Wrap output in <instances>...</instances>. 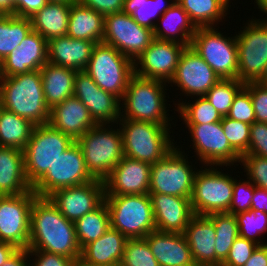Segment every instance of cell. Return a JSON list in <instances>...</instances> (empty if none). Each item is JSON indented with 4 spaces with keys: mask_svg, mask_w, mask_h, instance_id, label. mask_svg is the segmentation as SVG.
<instances>
[{
    "mask_svg": "<svg viewBox=\"0 0 267 266\" xmlns=\"http://www.w3.org/2000/svg\"><path fill=\"white\" fill-rule=\"evenodd\" d=\"M28 250H42L79 262V246L74 222L68 220L48 197H37L30 211Z\"/></svg>",
    "mask_w": 267,
    "mask_h": 266,
    "instance_id": "1",
    "label": "cell"
},
{
    "mask_svg": "<svg viewBox=\"0 0 267 266\" xmlns=\"http://www.w3.org/2000/svg\"><path fill=\"white\" fill-rule=\"evenodd\" d=\"M0 106L34 125L48 124L50 109L45 101L40 70L0 77Z\"/></svg>",
    "mask_w": 267,
    "mask_h": 266,
    "instance_id": "2",
    "label": "cell"
},
{
    "mask_svg": "<svg viewBox=\"0 0 267 266\" xmlns=\"http://www.w3.org/2000/svg\"><path fill=\"white\" fill-rule=\"evenodd\" d=\"M163 82L134 74L121 99L124 101L121 104L124 114L121 113L120 119L148 121L169 127L170 117L167 116L165 104L166 82Z\"/></svg>",
    "mask_w": 267,
    "mask_h": 266,
    "instance_id": "3",
    "label": "cell"
},
{
    "mask_svg": "<svg viewBox=\"0 0 267 266\" xmlns=\"http://www.w3.org/2000/svg\"><path fill=\"white\" fill-rule=\"evenodd\" d=\"M119 120V125H122L120 129L123 137V152L128 158L154 164L176 147L172 145L174 143L170 139L171 127L148 121Z\"/></svg>",
    "mask_w": 267,
    "mask_h": 266,
    "instance_id": "4",
    "label": "cell"
},
{
    "mask_svg": "<svg viewBox=\"0 0 267 266\" xmlns=\"http://www.w3.org/2000/svg\"><path fill=\"white\" fill-rule=\"evenodd\" d=\"M109 128V124H97L76 140L88 172L94 179L101 181L109 176L124 157L121 129L116 131Z\"/></svg>",
    "mask_w": 267,
    "mask_h": 266,
    "instance_id": "5",
    "label": "cell"
},
{
    "mask_svg": "<svg viewBox=\"0 0 267 266\" xmlns=\"http://www.w3.org/2000/svg\"><path fill=\"white\" fill-rule=\"evenodd\" d=\"M110 227L127 239L145 238L156 230L149 194L105 196Z\"/></svg>",
    "mask_w": 267,
    "mask_h": 266,
    "instance_id": "6",
    "label": "cell"
},
{
    "mask_svg": "<svg viewBox=\"0 0 267 266\" xmlns=\"http://www.w3.org/2000/svg\"><path fill=\"white\" fill-rule=\"evenodd\" d=\"M75 141L49 124L35 125L23 149L25 175L33 186Z\"/></svg>",
    "mask_w": 267,
    "mask_h": 266,
    "instance_id": "7",
    "label": "cell"
},
{
    "mask_svg": "<svg viewBox=\"0 0 267 266\" xmlns=\"http://www.w3.org/2000/svg\"><path fill=\"white\" fill-rule=\"evenodd\" d=\"M84 71L102 90L122 99L134 75V61L113 46L101 42L94 46Z\"/></svg>",
    "mask_w": 267,
    "mask_h": 266,
    "instance_id": "8",
    "label": "cell"
},
{
    "mask_svg": "<svg viewBox=\"0 0 267 266\" xmlns=\"http://www.w3.org/2000/svg\"><path fill=\"white\" fill-rule=\"evenodd\" d=\"M251 19L236 35L238 80L242 83L267 79V22Z\"/></svg>",
    "mask_w": 267,
    "mask_h": 266,
    "instance_id": "9",
    "label": "cell"
},
{
    "mask_svg": "<svg viewBox=\"0 0 267 266\" xmlns=\"http://www.w3.org/2000/svg\"><path fill=\"white\" fill-rule=\"evenodd\" d=\"M214 27H198L191 40L192 49L220 79H238L236 36L224 37Z\"/></svg>",
    "mask_w": 267,
    "mask_h": 266,
    "instance_id": "10",
    "label": "cell"
},
{
    "mask_svg": "<svg viewBox=\"0 0 267 266\" xmlns=\"http://www.w3.org/2000/svg\"><path fill=\"white\" fill-rule=\"evenodd\" d=\"M212 167L198 170L195 175L190 199L194 215L228 212L231 205L234 178Z\"/></svg>",
    "mask_w": 267,
    "mask_h": 266,
    "instance_id": "11",
    "label": "cell"
},
{
    "mask_svg": "<svg viewBox=\"0 0 267 266\" xmlns=\"http://www.w3.org/2000/svg\"><path fill=\"white\" fill-rule=\"evenodd\" d=\"M179 150L174 147L162 160L151 164L149 193L191 199L197 172Z\"/></svg>",
    "mask_w": 267,
    "mask_h": 266,
    "instance_id": "12",
    "label": "cell"
},
{
    "mask_svg": "<svg viewBox=\"0 0 267 266\" xmlns=\"http://www.w3.org/2000/svg\"><path fill=\"white\" fill-rule=\"evenodd\" d=\"M93 180L81 148L75 141L32 186V190L38 197H48L60 188L78 186Z\"/></svg>",
    "mask_w": 267,
    "mask_h": 266,
    "instance_id": "13",
    "label": "cell"
},
{
    "mask_svg": "<svg viewBox=\"0 0 267 266\" xmlns=\"http://www.w3.org/2000/svg\"><path fill=\"white\" fill-rule=\"evenodd\" d=\"M153 30L140 26L131 15L122 12L104 17L102 42L113 46L135 61L153 41Z\"/></svg>",
    "mask_w": 267,
    "mask_h": 266,
    "instance_id": "14",
    "label": "cell"
},
{
    "mask_svg": "<svg viewBox=\"0 0 267 266\" xmlns=\"http://www.w3.org/2000/svg\"><path fill=\"white\" fill-rule=\"evenodd\" d=\"M38 196L33 190L19 195L0 196V240L28 249L30 211Z\"/></svg>",
    "mask_w": 267,
    "mask_h": 266,
    "instance_id": "15",
    "label": "cell"
},
{
    "mask_svg": "<svg viewBox=\"0 0 267 266\" xmlns=\"http://www.w3.org/2000/svg\"><path fill=\"white\" fill-rule=\"evenodd\" d=\"M193 147L204 166H230L240 162L241 156L230 146L221 121L208 124L186 125ZM206 164V165H205Z\"/></svg>",
    "mask_w": 267,
    "mask_h": 266,
    "instance_id": "16",
    "label": "cell"
},
{
    "mask_svg": "<svg viewBox=\"0 0 267 266\" xmlns=\"http://www.w3.org/2000/svg\"><path fill=\"white\" fill-rule=\"evenodd\" d=\"M185 48L184 45L176 42L154 38L148 48L134 61V74L169 84Z\"/></svg>",
    "mask_w": 267,
    "mask_h": 266,
    "instance_id": "17",
    "label": "cell"
},
{
    "mask_svg": "<svg viewBox=\"0 0 267 266\" xmlns=\"http://www.w3.org/2000/svg\"><path fill=\"white\" fill-rule=\"evenodd\" d=\"M48 198L62 215L75 222L104 202V181L95 179L78 186L60 188L50 194Z\"/></svg>",
    "mask_w": 267,
    "mask_h": 266,
    "instance_id": "18",
    "label": "cell"
},
{
    "mask_svg": "<svg viewBox=\"0 0 267 266\" xmlns=\"http://www.w3.org/2000/svg\"><path fill=\"white\" fill-rule=\"evenodd\" d=\"M73 95L87 107L97 124H118L121 100L98 87L84 70L76 72Z\"/></svg>",
    "mask_w": 267,
    "mask_h": 266,
    "instance_id": "19",
    "label": "cell"
},
{
    "mask_svg": "<svg viewBox=\"0 0 267 266\" xmlns=\"http://www.w3.org/2000/svg\"><path fill=\"white\" fill-rule=\"evenodd\" d=\"M215 71L192 49L186 47L169 83L177 84L187 96H204L218 81Z\"/></svg>",
    "mask_w": 267,
    "mask_h": 266,
    "instance_id": "20",
    "label": "cell"
},
{
    "mask_svg": "<svg viewBox=\"0 0 267 266\" xmlns=\"http://www.w3.org/2000/svg\"><path fill=\"white\" fill-rule=\"evenodd\" d=\"M151 164L124 156L104 180L105 196L149 194Z\"/></svg>",
    "mask_w": 267,
    "mask_h": 266,
    "instance_id": "21",
    "label": "cell"
},
{
    "mask_svg": "<svg viewBox=\"0 0 267 266\" xmlns=\"http://www.w3.org/2000/svg\"><path fill=\"white\" fill-rule=\"evenodd\" d=\"M48 62V41L32 30L1 63L0 77L40 70Z\"/></svg>",
    "mask_w": 267,
    "mask_h": 266,
    "instance_id": "22",
    "label": "cell"
},
{
    "mask_svg": "<svg viewBox=\"0 0 267 266\" xmlns=\"http://www.w3.org/2000/svg\"><path fill=\"white\" fill-rule=\"evenodd\" d=\"M157 231L184 233L194 216L189 198L149 193Z\"/></svg>",
    "mask_w": 267,
    "mask_h": 266,
    "instance_id": "23",
    "label": "cell"
},
{
    "mask_svg": "<svg viewBox=\"0 0 267 266\" xmlns=\"http://www.w3.org/2000/svg\"><path fill=\"white\" fill-rule=\"evenodd\" d=\"M48 124L74 141L97 125L87 107L75 95L50 109Z\"/></svg>",
    "mask_w": 267,
    "mask_h": 266,
    "instance_id": "24",
    "label": "cell"
},
{
    "mask_svg": "<svg viewBox=\"0 0 267 266\" xmlns=\"http://www.w3.org/2000/svg\"><path fill=\"white\" fill-rule=\"evenodd\" d=\"M145 239L159 266H196L183 233L155 230Z\"/></svg>",
    "mask_w": 267,
    "mask_h": 266,
    "instance_id": "25",
    "label": "cell"
},
{
    "mask_svg": "<svg viewBox=\"0 0 267 266\" xmlns=\"http://www.w3.org/2000/svg\"><path fill=\"white\" fill-rule=\"evenodd\" d=\"M196 266H216L214 223L207 216L194 215L183 233Z\"/></svg>",
    "mask_w": 267,
    "mask_h": 266,
    "instance_id": "26",
    "label": "cell"
},
{
    "mask_svg": "<svg viewBox=\"0 0 267 266\" xmlns=\"http://www.w3.org/2000/svg\"><path fill=\"white\" fill-rule=\"evenodd\" d=\"M95 42L62 36L48 41V62L54 65L85 70Z\"/></svg>",
    "mask_w": 267,
    "mask_h": 266,
    "instance_id": "27",
    "label": "cell"
},
{
    "mask_svg": "<svg viewBox=\"0 0 267 266\" xmlns=\"http://www.w3.org/2000/svg\"><path fill=\"white\" fill-rule=\"evenodd\" d=\"M127 240L118 230L109 227L101 237L81 249L79 263L90 266L120 263Z\"/></svg>",
    "mask_w": 267,
    "mask_h": 266,
    "instance_id": "28",
    "label": "cell"
},
{
    "mask_svg": "<svg viewBox=\"0 0 267 266\" xmlns=\"http://www.w3.org/2000/svg\"><path fill=\"white\" fill-rule=\"evenodd\" d=\"M32 190L24 169L23 150L0 146V196L19 195Z\"/></svg>",
    "mask_w": 267,
    "mask_h": 266,
    "instance_id": "29",
    "label": "cell"
},
{
    "mask_svg": "<svg viewBox=\"0 0 267 266\" xmlns=\"http://www.w3.org/2000/svg\"><path fill=\"white\" fill-rule=\"evenodd\" d=\"M163 27L155 25L153 36L158 40L176 42L185 47L191 45L192 37L196 32L188 13L175 0L173 5L161 15ZM180 37V38H179Z\"/></svg>",
    "mask_w": 267,
    "mask_h": 266,
    "instance_id": "30",
    "label": "cell"
},
{
    "mask_svg": "<svg viewBox=\"0 0 267 266\" xmlns=\"http://www.w3.org/2000/svg\"><path fill=\"white\" fill-rule=\"evenodd\" d=\"M40 72L45 101L49 109L74 94L77 70L47 62Z\"/></svg>",
    "mask_w": 267,
    "mask_h": 266,
    "instance_id": "31",
    "label": "cell"
},
{
    "mask_svg": "<svg viewBox=\"0 0 267 266\" xmlns=\"http://www.w3.org/2000/svg\"><path fill=\"white\" fill-rule=\"evenodd\" d=\"M104 35V16L97 11L81 5L71 4L67 36L73 39L101 43Z\"/></svg>",
    "mask_w": 267,
    "mask_h": 266,
    "instance_id": "32",
    "label": "cell"
},
{
    "mask_svg": "<svg viewBox=\"0 0 267 266\" xmlns=\"http://www.w3.org/2000/svg\"><path fill=\"white\" fill-rule=\"evenodd\" d=\"M70 9L71 4L48 3L30 18L32 30L39 33L47 41L66 36Z\"/></svg>",
    "mask_w": 267,
    "mask_h": 266,
    "instance_id": "33",
    "label": "cell"
},
{
    "mask_svg": "<svg viewBox=\"0 0 267 266\" xmlns=\"http://www.w3.org/2000/svg\"><path fill=\"white\" fill-rule=\"evenodd\" d=\"M35 125L26 118L0 106V146L23 150Z\"/></svg>",
    "mask_w": 267,
    "mask_h": 266,
    "instance_id": "34",
    "label": "cell"
},
{
    "mask_svg": "<svg viewBox=\"0 0 267 266\" xmlns=\"http://www.w3.org/2000/svg\"><path fill=\"white\" fill-rule=\"evenodd\" d=\"M188 13L191 22L198 27H214L227 15V0H176Z\"/></svg>",
    "mask_w": 267,
    "mask_h": 266,
    "instance_id": "35",
    "label": "cell"
},
{
    "mask_svg": "<svg viewBox=\"0 0 267 266\" xmlns=\"http://www.w3.org/2000/svg\"><path fill=\"white\" fill-rule=\"evenodd\" d=\"M31 31L32 23L29 18L17 17L13 14L0 16V63Z\"/></svg>",
    "mask_w": 267,
    "mask_h": 266,
    "instance_id": "36",
    "label": "cell"
},
{
    "mask_svg": "<svg viewBox=\"0 0 267 266\" xmlns=\"http://www.w3.org/2000/svg\"><path fill=\"white\" fill-rule=\"evenodd\" d=\"M74 226L81 249L101 237L110 227V214L105 201L92 212L76 220Z\"/></svg>",
    "mask_w": 267,
    "mask_h": 266,
    "instance_id": "37",
    "label": "cell"
},
{
    "mask_svg": "<svg viewBox=\"0 0 267 266\" xmlns=\"http://www.w3.org/2000/svg\"><path fill=\"white\" fill-rule=\"evenodd\" d=\"M207 217L214 223L216 266L226 260L234 240L239 236L237 219L228 212L213 213Z\"/></svg>",
    "mask_w": 267,
    "mask_h": 266,
    "instance_id": "38",
    "label": "cell"
},
{
    "mask_svg": "<svg viewBox=\"0 0 267 266\" xmlns=\"http://www.w3.org/2000/svg\"><path fill=\"white\" fill-rule=\"evenodd\" d=\"M165 0H125L123 12L129 14L140 25L154 30L155 16H160L166 12L175 2H164ZM162 13V14H161ZM153 20V21H152Z\"/></svg>",
    "mask_w": 267,
    "mask_h": 266,
    "instance_id": "39",
    "label": "cell"
},
{
    "mask_svg": "<svg viewBox=\"0 0 267 266\" xmlns=\"http://www.w3.org/2000/svg\"><path fill=\"white\" fill-rule=\"evenodd\" d=\"M177 105V111L182 116L185 125L208 124L220 122L222 119L205 96H199L193 104L180 102Z\"/></svg>",
    "mask_w": 267,
    "mask_h": 266,
    "instance_id": "40",
    "label": "cell"
},
{
    "mask_svg": "<svg viewBox=\"0 0 267 266\" xmlns=\"http://www.w3.org/2000/svg\"><path fill=\"white\" fill-rule=\"evenodd\" d=\"M244 85L238 79H220L204 96L222 117L227 116L235 96Z\"/></svg>",
    "mask_w": 267,
    "mask_h": 266,
    "instance_id": "41",
    "label": "cell"
},
{
    "mask_svg": "<svg viewBox=\"0 0 267 266\" xmlns=\"http://www.w3.org/2000/svg\"><path fill=\"white\" fill-rule=\"evenodd\" d=\"M235 216L237 219L239 236L253 241L258 245L267 244L266 242H262L258 237L262 233H266L267 213L256 209H249L248 211L240 212Z\"/></svg>",
    "mask_w": 267,
    "mask_h": 266,
    "instance_id": "42",
    "label": "cell"
},
{
    "mask_svg": "<svg viewBox=\"0 0 267 266\" xmlns=\"http://www.w3.org/2000/svg\"><path fill=\"white\" fill-rule=\"evenodd\" d=\"M120 263L123 266H159L145 238L128 239Z\"/></svg>",
    "mask_w": 267,
    "mask_h": 266,
    "instance_id": "43",
    "label": "cell"
},
{
    "mask_svg": "<svg viewBox=\"0 0 267 266\" xmlns=\"http://www.w3.org/2000/svg\"><path fill=\"white\" fill-rule=\"evenodd\" d=\"M221 126L230 146L240 155L248 153L250 141V125L223 116Z\"/></svg>",
    "mask_w": 267,
    "mask_h": 266,
    "instance_id": "44",
    "label": "cell"
},
{
    "mask_svg": "<svg viewBox=\"0 0 267 266\" xmlns=\"http://www.w3.org/2000/svg\"><path fill=\"white\" fill-rule=\"evenodd\" d=\"M244 165L247 179L256 186L267 190V158L244 154L239 164Z\"/></svg>",
    "mask_w": 267,
    "mask_h": 266,
    "instance_id": "45",
    "label": "cell"
},
{
    "mask_svg": "<svg viewBox=\"0 0 267 266\" xmlns=\"http://www.w3.org/2000/svg\"><path fill=\"white\" fill-rule=\"evenodd\" d=\"M226 117L249 125L255 122V114L250 92L245 87H243L235 96Z\"/></svg>",
    "mask_w": 267,
    "mask_h": 266,
    "instance_id": "46",
    "label": "cell"
},
{
    "mask_svg": "<svg viewBox=\"0 0 267 266\" xmlns=\"http://www.w3.org/2000/svg\"><path fill=\"white\" fill-rule=\"evenodd\" d=\"M237 181L234 179L232 202L228 210V213L234 215L251 209V202L256 187L250 180L244 182Z\"/></svg>",
    "mask_w": 267,
    "mask_h": 266,
    "instance_id": "47",
    "label": "cell"
},
{
    "mask_svg": "<svg viewBox=\"0 0 267 266\" xmlns=\"http://www.w3.org/2000/svg\"><path fill=\"white\" fill-rule=\"evenodd\" d=\"M244 87L250 92L255 121L267 123V83L250 82L245 83Z\"/></svg>",
    "mask_w": 267,
    "mask_h": 266,
    "instance_id": "48",
    "label": "cell"
},
{
    "mask_svg": "<svg viewBox=\"0 0 267 266\" xmlns=\"http://www.w3.org/2000/svg\"><path fill=\"white\" fill-rule=\"evenodd\" d=\"M257 246L258 244L255 242L238 236L234 240L229 250V254L221 266H243L251 257Z\"/></svg>",
    "mask_w": 267,
    "mask_h": 266,
    "instance_id": "49",
    "label": "cell"
},
{
    "mask_svg": "<svg viewBox=\"0 0 267 266\" xmlns=\"http://www.w3.org/2000/svg\"><path fill=\"white\" fill-rule=\"evenodd\" d=\"M267 158V123L254 122L250 125L248 153Z\"/></svg>",
    "mask_w": 267,
    "mask_h": 266,
    "instance_id": "50",
    "label": "cell"
},
{
    "mask_svg": "<svg viewBox=\"0 0 267 266\" xmlns=\"http://www.w3.org/2000/svg\"><path fill=\"white\" fill-rule=\"evenodd\" d=\"M28 255L36 256L35 262L30 266H76L77 264L74 259L42 250H28Z\"/></svg>",
    "mask_w": 267,
    "mask_h": 266,
    "instance_id": "51",
    "label": "cell"
},
{
    "mask_svg": "<svg viewBox=\"0 0 267 266\" xmlns=\"http://www.w3.org/2000/svg\"><path fill=\"white\" fill-rule=\"evenodd\" d=\"M81 5L91 8L104 17L123 11L125 0H77Z\"/></svg>",
    "mask_w": 267,
    "mask_h": 266,
    "instance_id": "52",
    "label": "cell"
},
{
    "mask_svg": "<svg viewBox=\"0 0 267 266\" xmlns=\"http://www.w3.org/2000/svg\"><path fill=\"white\" fill-rule=\"evenodd\" d=\"M47 4V0H20L14 7V16L30 19Z\"/></svg>",
    "mask_w": 267,
    "mask_h": 266,
    "instance_id": "53",
    "label": "cell"
},
{
    "mask_svg": "<svg viewBox=\"0 0 267 266\" xmlns=\"http://www.w3.org/2000/svg\"><path fill=\"white\" fill-rule=\"evenodd\" d=\"M243 266H267V244L258 245Z\"/></svg>",
    "mask_w": 267,
    "mask_h": 266,
    "instance_id": "54",
    "label": "cell"
},
{
    "mask_svg": "<svg viewBox=\"0 0 267 266\" xmlns=\"http://www.w3.org/2000/svg\"><path fill=\"white\" fill-rule=\"evenodd\" d=\"M31 257L28 255V249H17L2 266H30L27 259ZM27 261V262H26Z\"/></svg>",
    "mask_w": 267,
    "mask_h": 266,
    "instance_id": "55",
    "label": "cell"
},
{
    "mask_svg": "<svg viewBox=\"0 0 267 266\" xmlns=\"http://www.w3.org/2000/svg\"><path fill=\"white\" fill-rule=\"evenodd\" d=\"M251 209L267 213V190L255 187L254 196L251 202Z\"/></svg>",
    "mask_w": 267,
    "mask_h": 266,
    "instance_id": "56",
    "label": "cell"
},
{
    "mask_svg": "<svg viewBox=\"0 0 267 266\" xmlns=\"http://www.w3.org/2000/svg\"><path fill=\"white\" fill-rule=\"evenodd\" d=\"M18 248L11 244L0 240V266L17 250Z\"/></svg>",
    "mask_w": 267,
    "mask_h": 266,
    "instance_id": "57",
    "label": "cell"
},
{
    "mask_svg": "<svg viewBox=\"0 0 267 266\" xmlns=\"http://www.w3.org/2000/svg\"><path fill=\"white\" fill-rule=\"evenodd\" d=\"M0 13L10 14V0H0Z\"/></svg>",
    "mask_w": 267,
    "mask_h": 266,
    "instance_id": "58",
    "label": "cell"
},
{
    "mask_svg": "<svg viewBox=\"0 0 267 266\" xmlns=\"http://www.w3.org/2000/svg\"><path fill=\"white\" fill-rule=\"evenodd\" d=\"M258 9H261L260 11L264 12L267 14V0H256ZM267 19V18H266ZM261 20L267 22V20Z\"/></svg>",
    "mask_w": 267,
    "mask_h": 266,
    "instance_id": "59",
    "label": "cell"
},
{
    "mask_svg": "<svg viewBox=\"0 0 267 266\" xmlns=\"http://www.w3.org/2000/svg\"><path fill=\"white\" fill-rule=\"evenodd\" d=\"M48 3H63V4H72L77 0H47Z\"/></svg>",
    "mask_w": 267,
    "mask_h": 266,
    "instance_id": "60",
    "label": "cell"
},
{
    "mask_svg": "<svg viewBox=\"0 0 267 266\" xmlns=\"http://www.w3.org/2000/svg\"><path fill=\"white\" fill-rule=\"evenodd\" d=\"M20 0H10V14L14 15V7Z\"/></svg>",
    "mask_w": 267,
    "mask_h": 266,
    "instance_id": "61",
    "label": "cell"
},
{
    "mask_svg": "<svg viewBox=\"0 0 267 266\" xmlns=\"http://www.w3.org/2000/svg\"><path fill=\"white\" fill-rule=\"evenodd\" d=\"M76 266H90V265H83V264H80L79 262H77ZM101 266H123V265L121 263H114L111 265H101Z\"/></svg>",
    "mask_w": 267,
    "mask_h": 266,
    "instance_id": "62",
    "label": "cell"
}]
</instances>
